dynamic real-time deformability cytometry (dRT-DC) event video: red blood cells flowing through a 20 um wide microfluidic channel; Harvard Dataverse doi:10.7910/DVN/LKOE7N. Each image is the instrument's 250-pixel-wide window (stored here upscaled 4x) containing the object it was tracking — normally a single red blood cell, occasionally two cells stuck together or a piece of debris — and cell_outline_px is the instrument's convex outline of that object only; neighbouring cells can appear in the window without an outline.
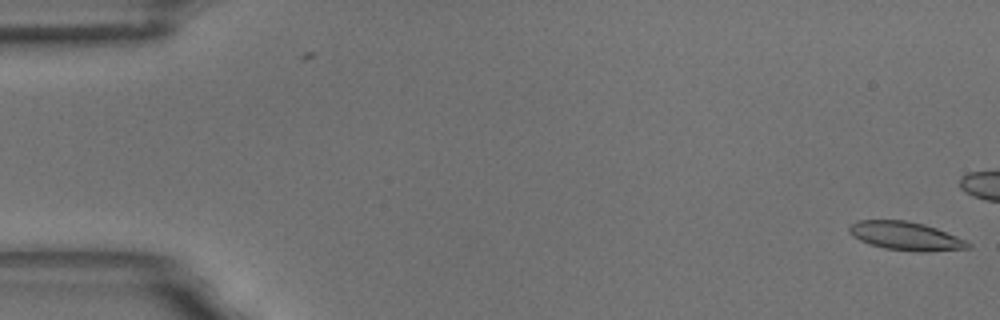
{"species": "common noctule bat (a hibernating species)", "species_latin": "Nyctalus noctula", "temperature_condition": "room temperature", "stored_images_in_passage": 3, "camera_frame_rate_fps": 3000, "um_per_image_px": 0.085, "animal": {"sex": "male", "body_mass_g": 18.8}, "frame": {"image": 1, "passage_image": 3, "time_ms": 0.667, "image_size_px": [1000, 320], "cell_outline_px": [[972, 248], [924, 252], [920, 252], [884, 248], [868, 244], [852, 236], [848, 232], [848, 224], [856, 220], [904, 220], [924, 224], [936, 228], [956, 236], [972, 244]], "centroid_in_image_um": [76.94, 20.06], "position_along_channel_um": 8.1, "area_um2": 19.88}}